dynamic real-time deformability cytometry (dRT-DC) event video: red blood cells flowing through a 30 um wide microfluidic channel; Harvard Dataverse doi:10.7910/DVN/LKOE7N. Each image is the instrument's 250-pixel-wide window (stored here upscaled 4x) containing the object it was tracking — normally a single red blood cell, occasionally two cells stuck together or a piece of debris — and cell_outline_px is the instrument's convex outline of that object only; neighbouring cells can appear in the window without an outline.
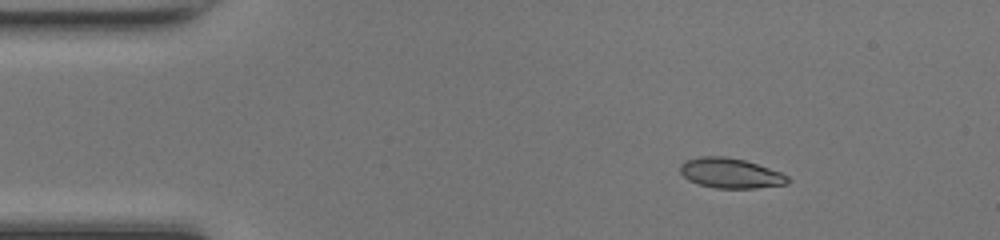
{"species": "common noctule bat (a hibernating species)", "species_latin": "Nyctalus noctula", "temperature_condition": "room temperature", "stored_images_in_passage": 43, "camera_frame_rate_fps": 3000, "um_per_image_px": 0.085, "animal": {"sex": "female", "body_mass_g": 17.0, "forearm_length_mm": 48.0}, "frame": {"image": 1, "passage_image": 1, "time_ms": 0.0, "image_size_px": [1000, 240], "cell_outline_px": [[792, 180], [788, 184], [756, 188], [716, 188], [700, 184], [688, 180], [680, 172], [680, 164], [684, 160], [700, 156], [724, 156], [744, 160], [780, 172], [788, 176]], "centroid_in_image_um": [62.09, 14.72], "position_along_channel_um": 22.9, "area_um2": 18.84}}
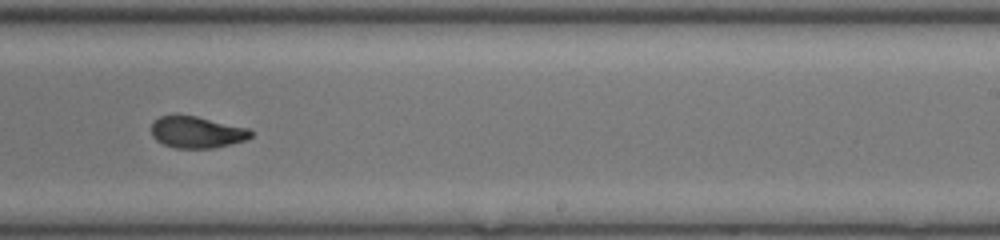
{"frame": {"image": 2, "passage_image": 24, "time_ms": 7.667, "image_size_px": [1000, 240], "cell_outline_px": [[252, 136], [248, 140], [212, 148], [176, 148], [164, 144], [156, 140], [152, 136], [152, 120], [160, 116], [176, 112], [196, 116], [248, 128], [252, 132]], "centroid_in_image_um": [16.69, 11.2], "position_along_channel_um": 272.3, "area_um2": 18.73}}
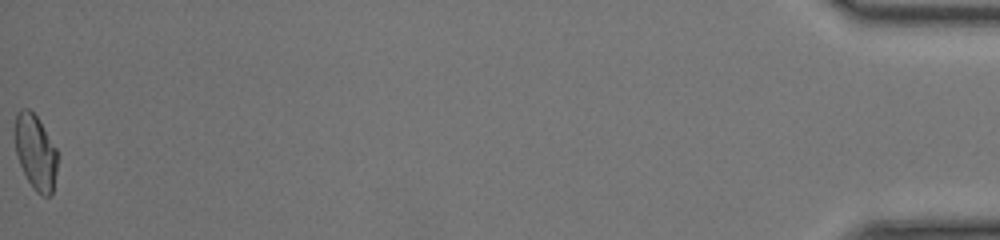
{"frame": {"image": 3, "passage_image": 43, "time_ms": 14.0, "image_size_px": [1000, 240], "cell_outline_px": [[60, 156], [52, 192], [48, 196], [40, 196], [32, 188], [20, 164], [16, 152], [12, 136], [16, 112], [20, 108], [28, 108], [36, 116], [56, 148]], "centroid_in_image_um": [3.0, 12.92], "position_along_channel_um": 432.2, "area_um2": 19.13}, "authors_computed_cell_mechanics": {"area_um2": 19.0162, "velocity_mm_per_s": 4.2605, "shape_relaxation_time_tau1_ms": 6.4499, "shape_relaxation_time_tau2_ms": 1.217, "deformation_change_tau1": 0.2044, "deformation_change_tau2": 0.0614}}